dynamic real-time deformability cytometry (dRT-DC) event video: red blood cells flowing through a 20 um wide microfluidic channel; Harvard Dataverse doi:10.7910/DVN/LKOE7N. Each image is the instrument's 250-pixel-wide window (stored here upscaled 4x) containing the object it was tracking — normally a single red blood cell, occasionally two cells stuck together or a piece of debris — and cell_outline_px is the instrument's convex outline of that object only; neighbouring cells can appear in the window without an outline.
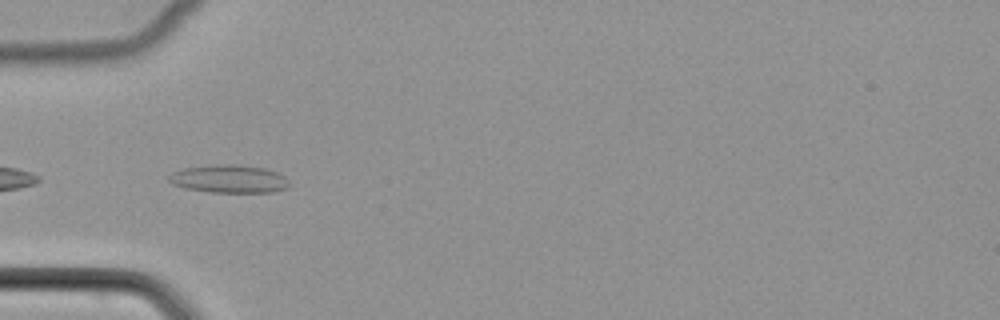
{"species": "common noctule bat (a hibernating species)", "species_latin": "Nyctalus noctula", "temperature_condition": "cold", "stored_images_in_passage": 48, "camera_frame_rate_fps": 3000, "um_per_image_px": 0.085, "animal": {"sex": "female", "body_mass_g": 22.7, "forearm_length_mm": 54.2}, "frame": {"image": 1, "passage_image": 14, "time_ms": 4.333, "image_size_px": [1000, 320], "cell_outline_px": [[292, 184], [288, 188], [272, 192], [212, 192], [184, 188], [172, 184], [168, 180], [168, 176], [172, 172], [184, 168], [216, 164], [236, 164], [264, 168], [276, 172], [284, 176]], "centroid_in_image_um": [19.48, 15.2], "position_along_channel_um": 65.5, "area_um2": 19.77}}
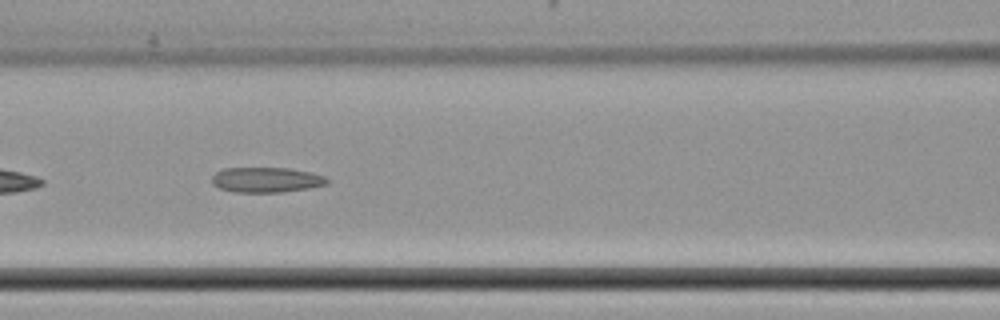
{"frame": {"image": 2, "passage_image": 20, "time_ms": 6.333, "image_size_px": [1000, 320], "cell_outline_px": [[328, 184], [308, 188], [284, 192], [236, 192], [220, 188], [212, 184], [212, 176], [216, 172], [224, 168], [288, 168], [312, 172], [324, 176], [328, 180]], "centroid_in_image_um": [22.64, 15.28], "position_along_channel_um": 144.0, "area_um2": 16.88}}
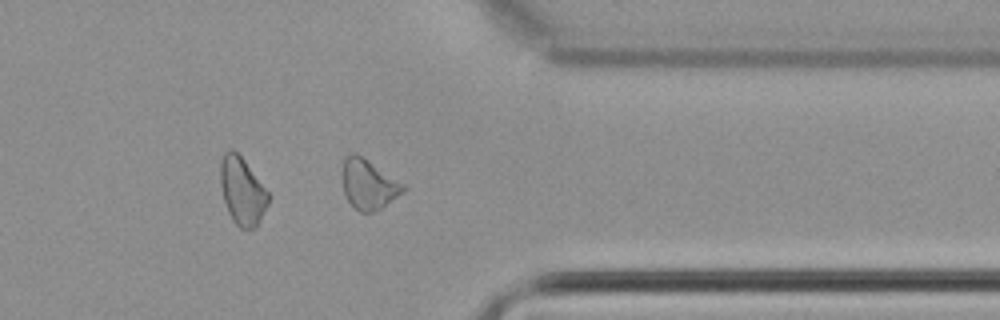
{"frame": {"image": 3, "passage_image": 38, "time_ms": 12.333, "image_size_px": [1000, 320], "cell_outline_px": [[404, 192], [376, 212], [360, 212], [348, 200], [344, 192], [344, 156], [352, 152], [356, 152], [404, 184]], "centroid_in_image_um": [31.34, 15.66], "position_along_channel_um": 380.1, "area_um2": 17.34}}